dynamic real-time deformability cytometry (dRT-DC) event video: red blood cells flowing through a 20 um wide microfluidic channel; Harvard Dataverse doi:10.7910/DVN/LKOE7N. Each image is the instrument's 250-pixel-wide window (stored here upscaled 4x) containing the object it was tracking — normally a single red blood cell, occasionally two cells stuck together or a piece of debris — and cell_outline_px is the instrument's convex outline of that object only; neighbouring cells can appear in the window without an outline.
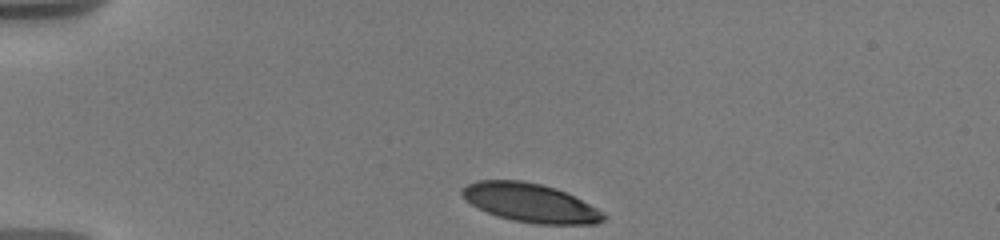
{"species": "human", "species_latin": "Homo sapiens", "temperature_condition": "warm", "stored_images_in_passage": 47, "camera_frame_rate_fps": 3000, "um_per_image_px": 0.085, "donor": {"sex": "male"}, "frame": {"image": 1, "passage_image": 1, "time_ms": 0.0, "image_size_px": [1000, 240], "cell_outline_px": [[608, 220], [596, 224], [536, 224], [512, 220], [488, 212], [472, 204], [460, 192], [460, 188], [476, 180], [520, 180], [540, 184], [556, 188], [604, 212], [608, 216]], "centroid_in_image_um": [45.11, 17.24], "position_along_channel_um": 39.9, "area_um2": 31.67}}
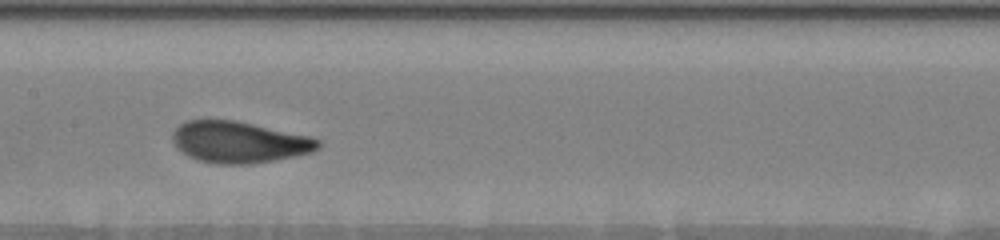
{"frame": {"image": 2, "passage_image": 20, "time_ms": 5.333, "image_size_px": [1000, 240], "cell_outline_px": [[320, 148], [312, 152], [296, 156], [276, 160], [248, 164], [216, 164], [196, 160], [180, 152], [172, 140], [172, 132], [180, 124], [188, 120], [236, 120], [308, 136], [320, 140]], "centroid_in_image_um": [20.3, 12.09], "position_along_channel_um": 187.1, "area_um2": 35.26}}
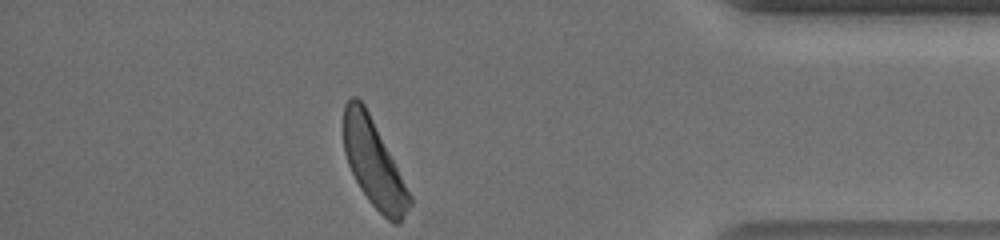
{"frame": {"image": 3, "passage_image": 46, "time_ms": 12.0, "image_size_px": [1000, 240], "cell_outline_px": [[412, 204], [400, 224], [392, 224], [368, 200], [360, 188], [348, 164], [344, 152], [344, 104], [352, 96], [356, 96], [364, 104], [412, 196]], "centroid_in_image_um": [31.77, 13.92], "position_along_channel_um": 403.4, "area_um2": 32.95}, "authors_computed_cell_mechanics": {"area_um2": 34.6222, "velocity_mm_per_s": 3.6696, "shape_relaxation_time_tau1_ms": 3.1184, "shape_relaxation_time_tau2_ms": 1.9716, "deformation_change_tau1": 0.16, "deformation_change_tau2": 0.0846}}